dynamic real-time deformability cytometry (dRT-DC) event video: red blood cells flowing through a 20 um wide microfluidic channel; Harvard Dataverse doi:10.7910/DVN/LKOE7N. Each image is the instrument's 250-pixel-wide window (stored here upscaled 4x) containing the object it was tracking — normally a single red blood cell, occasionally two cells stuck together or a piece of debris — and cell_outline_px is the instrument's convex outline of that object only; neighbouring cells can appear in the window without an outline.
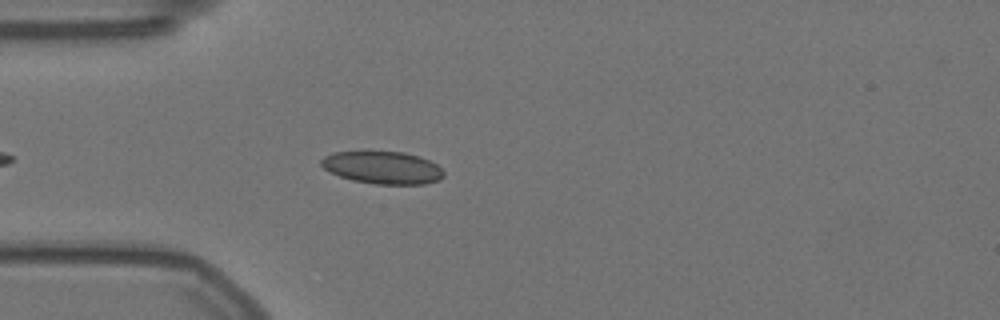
{"species": "Egyptian fruit bat (a non-hibernating species)", "species_latin": "Rousettus aegyptiacus", "temperature_condition": "warm", "stored_images_in_passage": 24, "camera_frame_rate_fps": 3000, "um_per_image_px": 0.085, "animal": {"sex": "female"}, "frame": {"image": 1, "passage_image": 6, "time_ms": 1.667, "image_size_px": [1000, 320], "cell_outline_px": [[444, 176], [440, 180], [424, 184], [376, 184], [352, 180], [340, 176], [324, 168], [320, 164], [320, 160], [324, 156], [332, 152], [404, 152], [428, 160], [436, 164], [444, 172]], "centroid_in_image_um": [32.52, 14.25], "position_along_channel_um": 52.5, "area_um2": 23.0}}
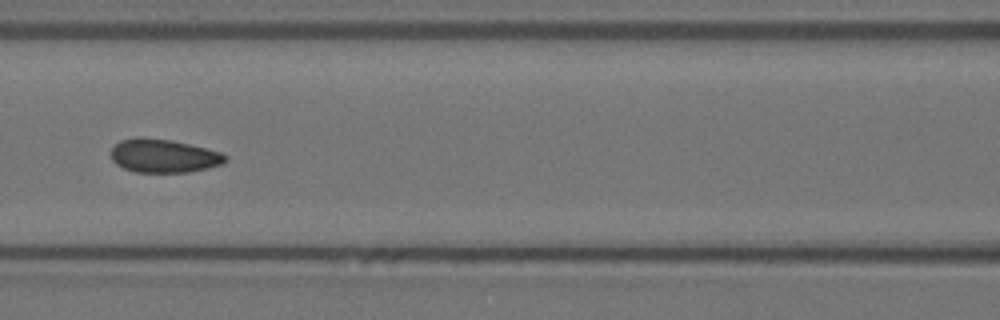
{"frame": {"image": 2, "passage_image": 15, "time_ms": 4.667, "image_size_px": [1000, 320], "cell_outline_px": [[228, 160], [220, 164], [208, 168], [188, 172], [136, 172], [124, 168], [116, 164], [112, 160], [112, 148], [120, 140], [136, 136], [172, 140], [220, 152], [228, 156]], "centroid_in_image_um": [13.9, 13.24], "position_along_channel_um": 152.7, "area_um2": 22.25}}
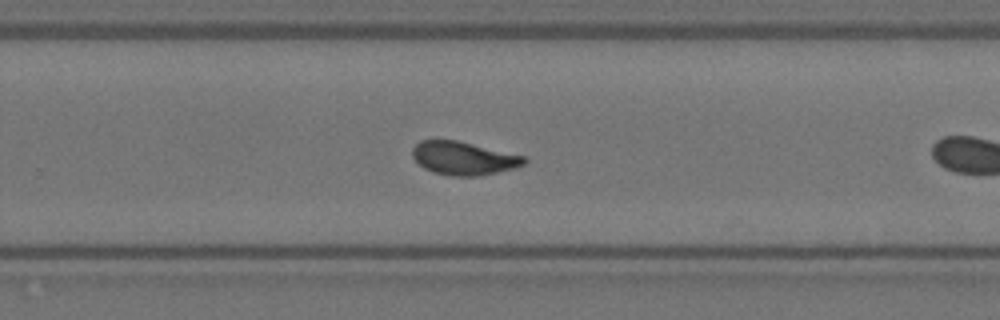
{"frame": {"image": 3, "passage_image": 23, "time_ms": 7.333, "image_size_px": [1000, 320], "cell_outline_px": [[528, 160], [524, 164], [516, 168], [476, 176], [448, 176], [432, 172], [424, 168], [412, 156], [412, 148], [420, 140], [456, 140], [524, 156]], "centroid_in_image_um": [39.39, 13.46], "position_along_channel_um": 290.4, "area_um2": 21.56}}